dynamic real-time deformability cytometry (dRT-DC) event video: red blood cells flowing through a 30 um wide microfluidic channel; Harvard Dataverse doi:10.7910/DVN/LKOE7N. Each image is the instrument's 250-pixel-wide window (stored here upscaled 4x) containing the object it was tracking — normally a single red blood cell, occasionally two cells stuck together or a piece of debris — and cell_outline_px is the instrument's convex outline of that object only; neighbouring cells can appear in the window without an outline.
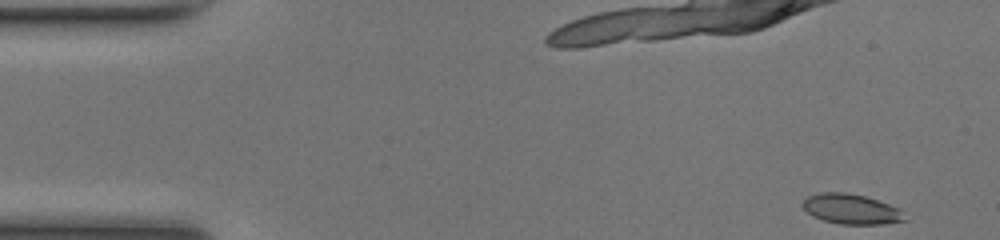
{"species": "common noctule bat (a hibernating species)", "species_latin": "Nyctalus noctula", "temperature_condition": "room temperature", "stored_images_in_passage": 48, "camera_frame_rate_fps": 3000, "um_per_image_px": 0.085, "animal": {"sex": "female", "body_mass_g": 17.0, "forearm_length_mm": 48.0}, "frame": {"image": 1, "passage_image": 1, "time_ms": 0.0, "image_size_px": [1000, 240], "cell_outline_px": [[908, 220], [884, 224], [840, 224], [824, 220], [812, 216], [800, 204], [808, 196], [820, 192], [844, 192], [864, 196], [900, 208], [904, 212]], "centroid_in_image_um": [72.37, 17.77], "position_along_channel_um": 12.6, "area_um2": 17.92}}